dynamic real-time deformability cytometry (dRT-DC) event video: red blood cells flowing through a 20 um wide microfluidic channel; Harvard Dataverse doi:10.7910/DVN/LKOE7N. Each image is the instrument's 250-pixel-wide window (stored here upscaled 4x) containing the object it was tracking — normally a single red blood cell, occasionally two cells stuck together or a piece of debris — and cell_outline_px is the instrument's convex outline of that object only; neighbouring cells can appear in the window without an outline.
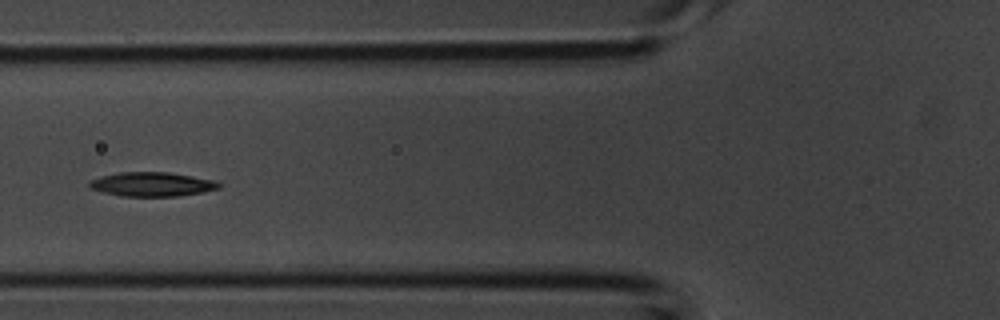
{"species": "common noctule bat (a hibernating species)", "species_latin": "Nyctalus noctula", "temperature_condition": "room temperature", "stored_images_in_passage": 4, "camera_frame_rate_fps": 3000, "um_per_image_px": 0.085, "animal": {"sex": "male", "body_mass_g": 20.1, "forearm_length_mm": 53.5}, "frame": {"image": 1, "passage_image": 4, "time_ms": 1.0, "image_size_px": [1000, 320], "cell_outline_px": [[220, 188], [180, 196], [120, 196], [88, 188], [88, 180], [100, 176], [120, 172], [168, 172], [216, 180], [220, 184]], "centroid_in_image_um": [12.87, 15.66], "position_along_channel_um": 112.9, "area_um2": 18.32}}